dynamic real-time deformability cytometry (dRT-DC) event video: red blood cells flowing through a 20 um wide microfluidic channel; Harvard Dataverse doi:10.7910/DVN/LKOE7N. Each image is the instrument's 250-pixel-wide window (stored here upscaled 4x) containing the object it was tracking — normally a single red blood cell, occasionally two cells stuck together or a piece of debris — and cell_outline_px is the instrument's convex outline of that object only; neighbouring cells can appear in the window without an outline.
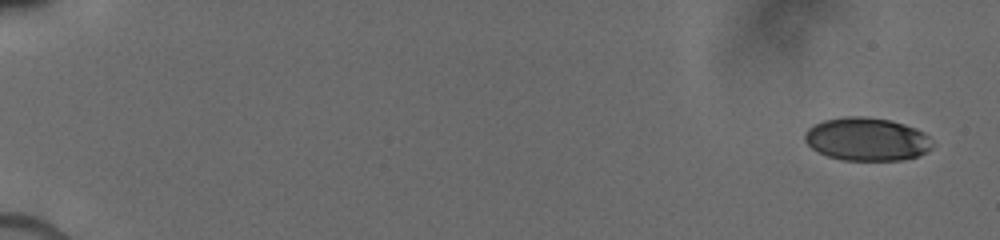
{"species": "human", "species_latin": "Homo sapiens", "temperature_condition": "cold", "stored_images_in_passage": 20, "camera_frame_rate_fps": 3000, "um_per_image_px": 0.085, "donor": {"sex": "male"}, "frame": {"image": 1, "passage_image": 1, "time_ms": 0.0, "image_size_px": [1000, 240], "cell_outline_px": [[932, 148], [916, 156], [904, 160], [844, 160], [828, 156], [812, 148], [804, 140], [804, 132], [808, 128], [824, 120], [844, 116], [864, 116], [892, 120], [916, 128], [924, 132], [928, 136], [932, 144]], "centroid_in_image_um": [73.67, 11.82], "position_along_channel_um": 11.3, "area_um2": 32.08}}
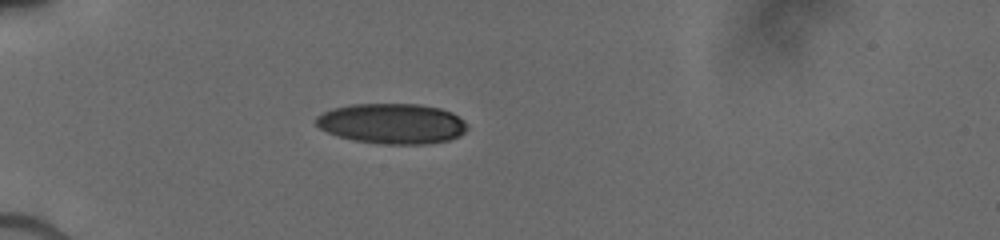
{"frame": {"image": 2, "passage_image": 15, "time_ms": 5.0, "image_size_px": [1000, 240], "cell_outline_px": [[468, 128], [460, 136], [448, 140], [424, 144], [380, 144], [356, 140], [340, 136], [328, 132], [320, 128], [316, 124], [316, 116], [332, 108], [348, 104], [420, 104], [440, 108], [452, 112], [464, 120]], "centroid_in_image_um": [33.34, 10.49], "position_along_channel_um": 51.7, "area_um2": 35.55}}
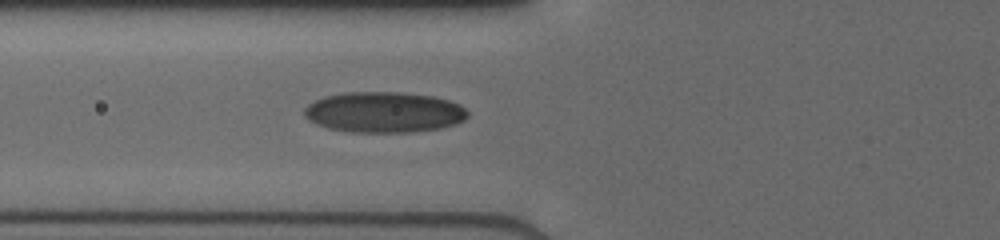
{"frame": {"image": 3, "passage_image": 20, "time_ms": 6.667, "image_size_px": [1000, 240], "cell_outline_px": [[468, 116], [464, 120], [456, 124], [440, 128], [412, 132], [352, 132], [328, 128], [316, 124], [308, 120], [304, 116], [304, 108], [308, 104], [324, 96], [344, 92], [396, 92], [432, 96], [448, 100], [460, 104], [468, 112]], "centroid_in_image_um": [32.63, 9.54], "position_along_channel_um": 93.2, "area_um2": 38.84}}